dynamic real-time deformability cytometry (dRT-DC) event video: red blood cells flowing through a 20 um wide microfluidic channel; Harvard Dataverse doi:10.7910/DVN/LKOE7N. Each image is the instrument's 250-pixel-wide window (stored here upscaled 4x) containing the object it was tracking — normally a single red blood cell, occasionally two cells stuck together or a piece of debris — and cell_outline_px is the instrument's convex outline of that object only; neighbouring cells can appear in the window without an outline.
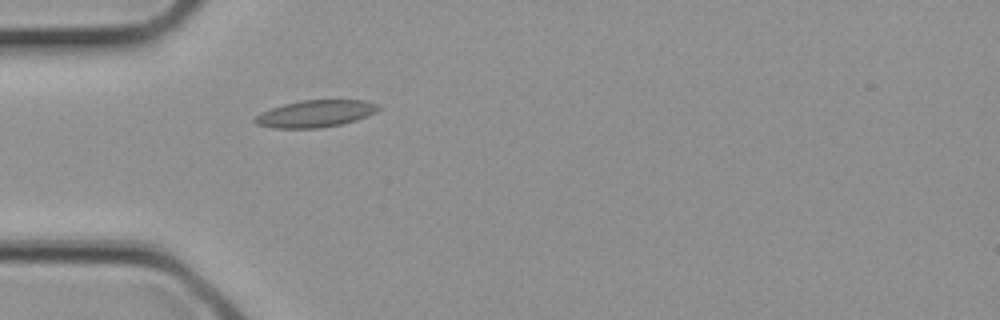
{"species": "common noctule bat (a hibernating species)", "species_latin": "Nyctalus noctula", "temperature_condition": "cold", "stored_images_in_passage": 2, "camera_frame_rate_fps": 3000, "um_per_image_px": 0.085, "animal": {"sex": "female", "body_mass_g": 21.9}, "frame": {"image": 1, "passage_image": 2, "time_ms": 0.333, "image_size_px": [1000, 320], "cell_outline_px": [[380, 108], [376, 112], [368, 116], [356, 120], [340, 124], [320, 128], [272, 128], [256, 124], [252, 120], [260, 112], [284, 104], [304, 100], [364, 100], [380, 104]], "centroid_in_image_um": [26.82, 9.66], "position_along_channel_um": 58.2, "area_um2": 19.48}}